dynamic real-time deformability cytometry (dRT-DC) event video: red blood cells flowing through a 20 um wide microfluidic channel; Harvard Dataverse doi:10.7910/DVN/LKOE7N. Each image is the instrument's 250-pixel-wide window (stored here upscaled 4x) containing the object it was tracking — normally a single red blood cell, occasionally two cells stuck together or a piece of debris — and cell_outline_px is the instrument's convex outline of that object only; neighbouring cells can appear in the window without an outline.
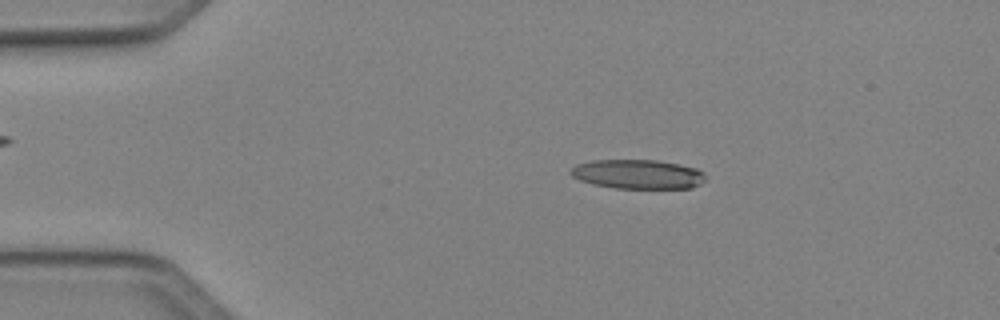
{"species": "Egyptian fruit bat (a non-hibernating species)", "species_latin": "Rousettus aegyptiacus", "temperature_condition": "cold", "stored_images_in_passage": 46, "camera_frame_rate_fps": 3000, "um_per_image_px": 0.085, "animal": {"sex": "female"}, "frame": {"image": 1, "passage_image": 6, "time_ms": 1.667, "image_size_px": [1000, 320], "cell_outline_px": [[704, 180], [700, 184], [692, 188], [616, 188], [592, 184], [580, 180], [572, 176], [568, 172], [576, 164], [592, 160], [656, 160], [680, 164], [696, 168], [704, 172]], "centroid_in_image_um": [54.2, 14.8], "position_along_channel_um": 30.8, "area_um2": 23.06}}
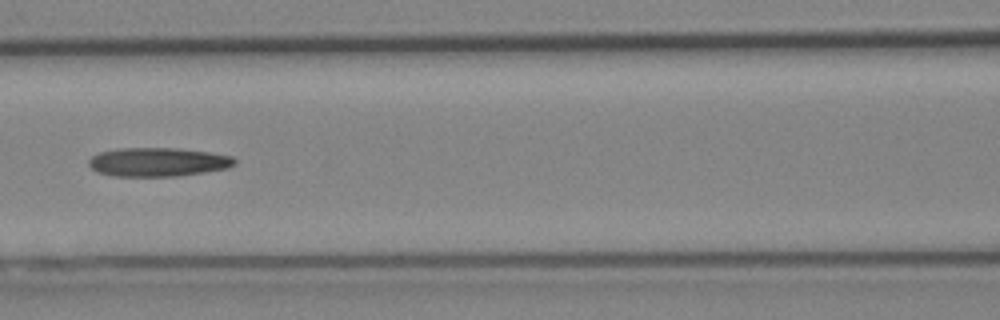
{"frame": {"image": 2, "passage_image": 19, "time_ms": 6.0, "image_size_px": [1000, 320], "cell_outline_px": [[236, 164], [228, 168], [204, 172], [176, 176], [112, 176], [96, 172], [88, 164], [88, 160], [92, 156], [100, 152], [120, 148], [176, 148], [208, 152], [232, 156], [236, 160]], "centroid_in_image_um": [13.41, 13.77], "position_along_channel_um": 153.2, "area_um2": 24.51}}
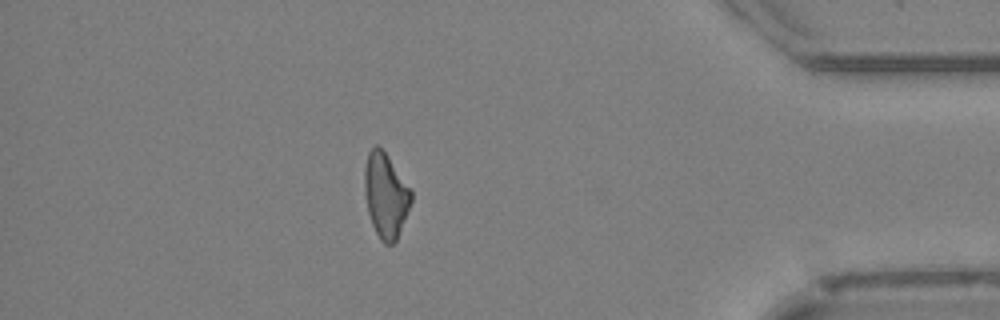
{"frame": {"image": 3, "passage_image": 40, "time_ms": 13.0, "image_size_px": [1000, 320], "cell_outline_px": [[412, 200], [396, 240], [392, 244], [384, 244], [380, 240], [372, 224], [368, 212], [364, 192], [364, 168], [368, 152], [376, 144], [388, 156], [412, 188]], "centroid_in_image_um": [32.78, 16.59], "position_along_channel_um": 402.4, "area_um2": 23.06}}